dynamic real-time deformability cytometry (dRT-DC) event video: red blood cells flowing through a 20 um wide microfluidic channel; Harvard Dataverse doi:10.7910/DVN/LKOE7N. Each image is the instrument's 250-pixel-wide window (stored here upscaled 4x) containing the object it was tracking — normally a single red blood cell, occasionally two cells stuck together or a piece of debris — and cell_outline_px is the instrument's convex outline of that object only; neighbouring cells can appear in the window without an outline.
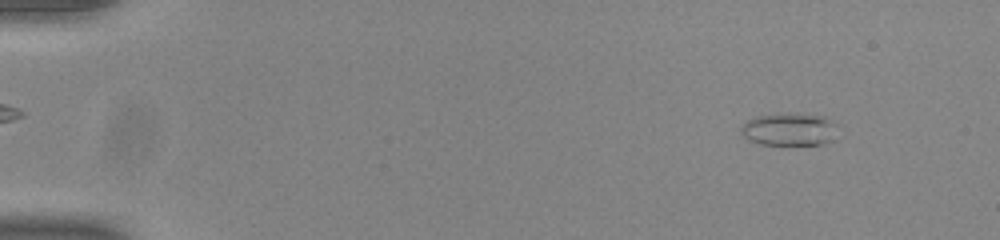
{"species": "common noctule bat (a hibernating species)", "species_latin": "Nyctalus noctula", "temperature_condition": "room temperature", "stored_images_in_passage": 53, "camera_frame_rate_fps": 3000, "um_per_image_px": 0.085, "animal": {"sex": "male", "body_mass_g": 20.0, "forearm_length_mm": 53.3}, "frame": {"image": 1, "passage_image": 5, "time_ms": 1.333, "image_size_px": [1000, 240], "cell_outline_px": [[840, 124], [832, 140], [824, 144], [760, 144], [748, 140], [740, 132], [740, 128], [748, 120], [756, 116], [788, 112], [796, 112], [824, 116]], "centroid_in_image_um": [67.14, 10.96], "position_along_channel_um": 17.9, "area_um2": 18.84}}
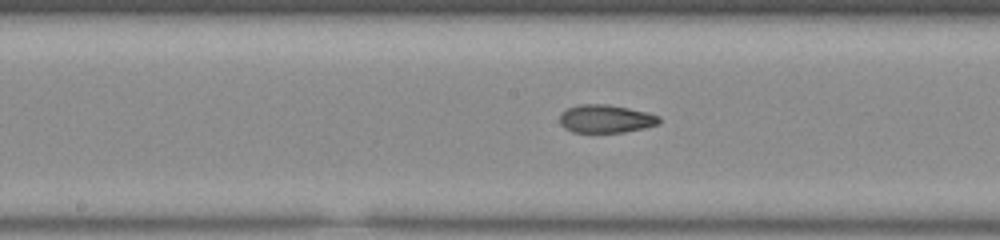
{"frame": {"image": 2, "passage_image": 28, "time_ms": 9.0, "image_size_px": [1000, 240], "cell_outline_px": [[660, 124], [644, 128], [624, 132], [572, 132], [564, 128], [560, 124], [560, 112], [568, 108], [580, 104], [608, 104], [648, 112], [660, 116]], "centroid_in_image_um": [51.49, 10.09], "position_along_channel_um": 196.7, "area_um2": 16.42}}
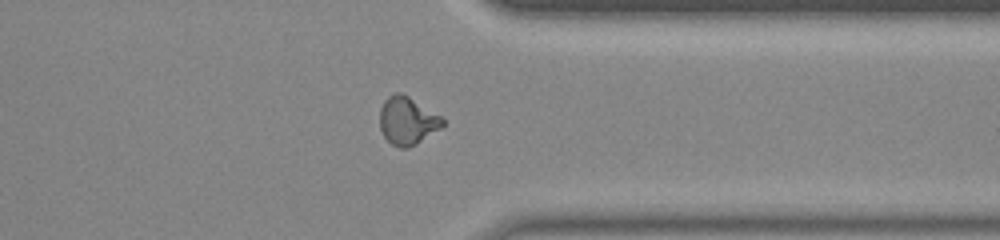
{"frame": {"image": 3, "passage_image": 42, "time_ms": 13.667, "image_size_px": [1000, 240], "cell_outline_px": [[444, 124], [440, 128], [416, 144], [408, 148], [400, 148], [392, 144], [384, 136], [380, 128], [380, 108], [384, 100], [388, 96], [396, 92], [400, 92], [408, 96], [440, 116], [444, 120]], "centroid_in_image_um": [34.6, 10.26], "position_along_channel_um": 376.8, "area_um2": 17.28}, "authors_computed_cell_mechanics": {"area_um2": 16.762, "velocity_mm_per_s": 3.9099, "shape_relaxation_time_tau1_ms": null, "shape_relaxation_time_tau2_ms": 2.3883, "deformation_change_tau1": null, "deformation_change_tau2": 0.0906}}